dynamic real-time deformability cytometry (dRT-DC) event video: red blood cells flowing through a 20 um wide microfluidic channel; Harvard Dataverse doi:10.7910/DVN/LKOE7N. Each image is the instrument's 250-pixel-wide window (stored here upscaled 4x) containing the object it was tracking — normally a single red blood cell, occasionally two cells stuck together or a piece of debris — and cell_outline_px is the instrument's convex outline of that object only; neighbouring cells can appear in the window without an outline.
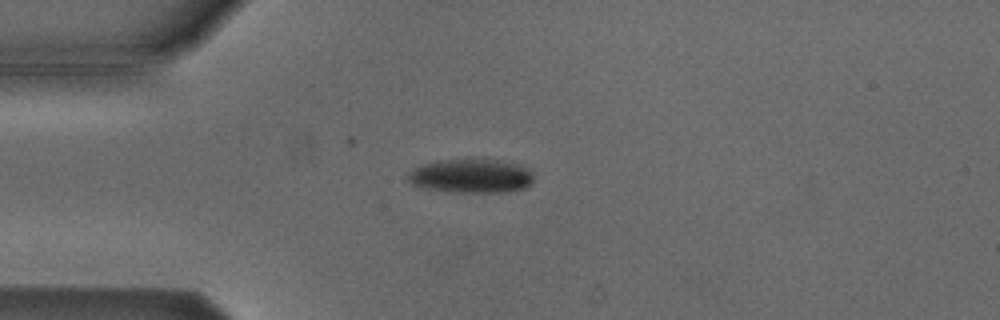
{"species": "Egyptian fruit bat (a non-hibernating species)", "species_latin": "Rousettus aegyptiacus", "temperature_condition": "cold", "stored_images_in_passage": 41, "camera_frame_rate_fps": 3000, "um_per_image_px": 0.085, "animal": {"sex": "male"}, "frame": {"image": 1, "passage_image": 1, "time_ms": 0.0, "image_size_px": [1000, 320], "cell_outline_px": [[532, 184], [524, 188], [504, 192], [460, 192], [428, 188], [412, 184], [408, 180], [408, 172], [424, 164], [440, 160], [512, 160], [528, 168], [532, 172]], "centroid_in_image_um": [40.13, 14.95], "position_along_channel_um": 44.9, "area_um2": 24.68}}
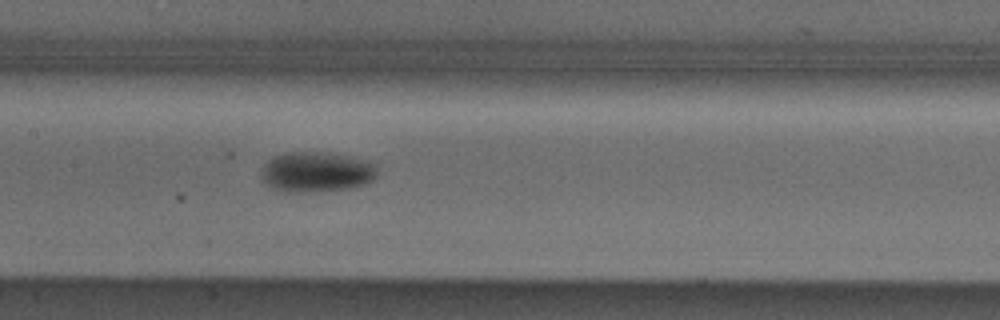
{"frame": {"image": 2, "passage_image": 13, "time_ms": 4.0, "image_size_px": [1000, 320], "cell_outline_px": [[376, 176], [372, 180], [364, 184], [348, 188], [316, 192], [288, 192], [272, 188], [260, 176], [260, 172], [264, 164], [272, 156], [284, 152], [328, 152], [376, 164]], "centroid_in_image_um": [26.83, 14.61], "position_along_channel_um": 180.6, "area_um2": 27.11}}
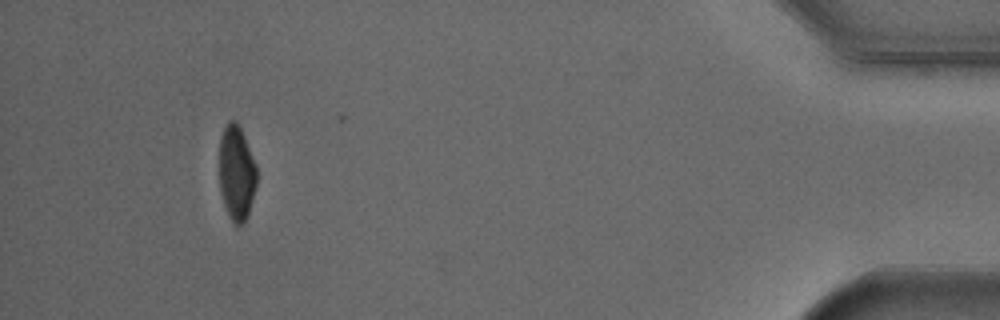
{"frame": {"image": 3, "passage_image": 37, "time_ms": 12.0, "image_size_px": [1000, 320], "cell_outline_px": [[256, 184], [248, 216], [236, 228], [228, 216], [220, 192], [220, 136], [228, 120], [236, 120], [244, 136], [256, 168]], "centroid_in_image_um": [20.09, 14.72], "position_along_channel_um": 415.1, "area_um2": 20.52}, "authors_computed_cell_mechanics": {"area_um2": 24.854, "velocity_mm_per_s": 3.8308, "shape_relaxation_time_tau1_ms": 5.0687, "shape_relaxation_time_tau2_ms": null, "deformation_change_tau1": 0.1821, "deformation_change_tau2": null}}